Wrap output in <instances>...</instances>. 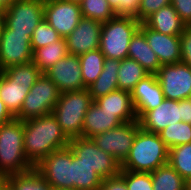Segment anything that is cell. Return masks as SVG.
Instances as JSON below:
<instances>
[{"label": "cell", "instance_id": "cell-49", "mask_svg": "<svg viewBox=\"0 0 191 190\" xmlns=\"http://www.w3.org/2000/svg\"><path fill=\"white\" fill-rule=\"evenodd\" d=\"M67 1H72V2H76V3H80L82 0H67Z\"/></svg>", "mask_w": 191, "mask_h": 190}, {"label": "cell", "instance_id": "cell-43", "mask_svg": "<svg viewBox=\"0 0 191 190\" xmlns=\"http://www.w3.org/2000/svg\"><path fill=\"white\" fill-rule=\"evenodd\" d=\"M8 175L0 172V190H3L8 184Z\"/></svg>", "mask_w": 191, "mask_h": 190}, {"label": "cell", "instance_id": "cell-21", "mask_svg": "<svg viewBox=\"0 0 191 190\" xmlns=\"http://www.w3.org/2000/svg\"><path fill=\"white\" fill-rule=\"evenodd\" d=\"M122 123L115 113L104 111L93 101L84 116L82 137L91 139L98 134L118 127Z\"/></svg>", "mask_w": 191, "mask_h": 190}, {"label": "cell", "instance_id": "cell-13", "mask_svg": "<svg viewBox=\"0 0 191 190\" xmlns=\"http://www.w3.org/2000/svg\"><path fill=\"white\" fill-rule=\"evenodd\" d=\"M33 51L29 35L13 33L6 26L0 37V70L31 62Z\"/></svg>", "mask_w": 191, "mask_h": 190}, {"label": "cell", "instance_id": "cell-37", "mask_svg": "<svg viewBox=\"0 0 191 190\" xmlns=\"http://www.w3.org/2000/svg\"><path fill=\"white\" fill-rule=\"evenodd\" d=\"M181 63L191 67V26H186L180 35Z\"/></svg>", "mask_w": 191, "mask_h": 190}, {"label": "cell", "instance_id": "cell-3", "mask_svg": "<svg viewBox=\"0 0 191 190\" xmlns=\"http://www.w3.org/2000/svg\"><path fill=\"white\" fill-rule=\"evenodd\" d=\"M24 124L12 119L0 125V172L6 175L23 174L34 169L24 153Z\"/></svg>", "mask_w": 191, "mask_h": 190}, {"label": "cell", "instance_id": "cell-15", "mask_svg": "<svg viewBox=\"0 0 191 190\" xmlns=\"http://www.w3.org/2000/svg\"><path fill=\"white\" fill-rule=\"evenodd\" d=\"M44 74L57 85L60 93L85 89L78 55L67 54Z\"/></svg>", "mask_w": 191, "mask_h": 190}, {"label": "cell", "instance_id": "cell-26", "mask_svg": "<svg viewBox=\"0 0 191 190\" xmlns=\"http://www.w3.org/2000/svg\"><path fill=\"white\" fill-rule=\"evenodd\" d=\"M67 54L66 40L61 38L42 48L35 49L33 51L32 62L44 73Z\"/></svg>", "mask_w": 191, "mask_h": 190}, {"label": "cell", "instance_id": "cell-34", "mask_svg": "<svg viewBox=\"0 0 191 190\" xmlns=\"http://www.w3.org/2000/svg\"><path fill=\"white\" fill-rule=\"evenodd\" d=\"M62 37L43 19L33 31L31 38L32 51L42 48L52 42L60 40Z\"/></svg>", "mask_w": 191, "mask_h": 190}, {"label": "cell", "instance_id": "cell-30", "mask_svg": "<svg viewBox=\"0 0 191 190\" xmlns=\"http://www.w3.org/2000/svg\"><path fill=\"white\" fill-rule=\"evenodd\" d=\"M8 185L13 190H53L35 169L23 174L9 175Z\"/></svg>", "mask_w": 191, "mask_h": 190}, {"label": "cell", "instance_id": "cell-24", "mask_svg": "<svg viewBox=\"0 0 191 190\" xmlns=\"http://www.w3.org/2000/svg\"><path fill=\"white\" fill-rule=\"evenodd\" d=\"M120 63L121 60L105 58L102 72L95 82L87 88L93 101L118 89L117 72Z\"/></svg>", "mask_w": 191, "mask_h": 190}, {"label": "cell", "instance_id": "cell-38", "mask_svg": "<svg viewBox=\"0 0 191 190\" xmlns=\"http://www.w3.org/2000/svg\"><path fill=\"white\" fill-rule=\"evenodd\" d=\"M171 5L186 26H191V0H171Z\"/></svg>", "mask_w": 191, "mask_h": 190}, {"label": "cell", "instance_id": "cell-7", "mask_svg": "<svg viewBox=\"0 0 191 190\" xmlns=\"http://www.w3.org/2000/svg\"><path fill=\"white\" fill-rule=\"evenodd\" d=\"M59 96L60 91L57 85L42 73L28 92L21 110L15 118L24 121L52 114Z\"/></svg>", "mask_w": 191, "mask_h": 190}, {"label": "cell", "instance_id": "cell-41", "mask_svg": "<svg viewBox=\"0 0 191 190\" xmlns=\"http://www.w3.org/2000/svg\"><path fill=\"white\" fill-rule=\"evenodd\" d=\"M181 121L191 125V100H181Z\"/></svg>", "mask_w": 191, "mask_h": 190}, {"label": "cell", "instance_id": "cell-11", "mask_svg": "<svg viewBox=\"0 0 191 190\" xmlns=\"http://www.w3.org/2000/svg\"><path fill=\"white\" fill-rule=\"evenodd\" d=\"M139 129L138 120H134L122 123L118 127L98 134L91 139L99 149L113 156L121 164L128 156Z\"/></svg>", "mask_w": 191, "mask_h": 190}, {"label": "cell", "instance_id": "cell-2", "mask_svg": "<svg viewBox=\"0 0 191 190\" xmlns=\"http://www.w3.org/2000/svg\"><path fill=\"white\" fill-rule=\"evenodd\" d=\"M168 158L169 148L159 135L140 128L121 170L150 173L167 164Z\"/></svg>", "mask_w": 191, "mask_h": 190}, {"label": "cell", "instance_id": "cell-32", "mask_svg": "<svg viewBox=\"0 0 191 190\" xmlns=\"http://www.w3.org/2000/svg\"><path fill=\"white\" fill-rule=\"evenodd\" d=\"M158 135L169 149L191 143V125L182 121L176 122L173 125H168Z\"/></svg>", "mask_w": 191, "mask_h": 190}, {"label": "cell", "instance_id": "cell-45", "mask_svg": "<svg viewBox=\"0 0 191 190\" xmlns=\"http://www.w3.org/2000/svg\"><path fill=\"white\" fill-rule=\"evenodd\" d=\"M109 3V6L111 7V9L113 10V12L115 13V15L117 16V2L118 0H107Z\"/></svg>", "mask_w": 191, "mask_h": 190}, {"label": "cell", "instance_id": "cell-33", "mask_svg": "<svg viewBox=\"0 0 191 190\" xmlns=\"http://www.w3.org/2000/svg\"><path fill=\"white\" fill-rule=\"evenodd\" d=\"M79 4L84 18L105 23L116 16L107 0H82Z\"/></svg>", "mask_w": 191, "mask_h": 190}, {"label": "cell", "instance_id": "cell-4", "mask_svg": "<svg viewBox=\"0 0 191 190\" xmlns=\"http://www.w3.org/2000/svg\"><path fill=\"white\" fill-rule=\"evenodd\" d=\"M41 74L32 61L1 71L0 99L14 116L20 112L25 97Z\"/></svg>", "mask_w": 191, "mask_h": 190}, {"label": "cell", "instance_id": "cell-23", "mask_svg": "<svg viewBox=\"0 0 191 190\" xmlns=\"http://www.w3.org/2000/svg\"><path fill=\"white\" fill-rule=\"evenodd\" d=\"M128 58L137 61L149 74H156L162 66L140 30L130 40Z\"/></svg>", "mask_w": 191, "mask_h": 190}, {"label": "cell", "instance_id": "cell-40", "mask_svg": "<svg viewBox=\"0 0 191 190\" xmlns=\"http://www.w3.org/2000/svg\"><path fill=\"white\" fill-rule=\"evenodd\" d=\"M99 190H128L124 178L118 174L114 177L102 179Z\"/></svg>", "mask_w": 191, "mask_h": 190}, {"label": "cell", "instance_id": "cell-44", "mask_svg": "<svg viewBox=\"0 0 191 190\" xmlns=\"http://www.w3.org/2000/svg\"><path fill=\"white\" fill-rule=\"evenodd\" d=\"M14 0H0V10H5Z\"/></svg>", "mask_w": 191, "mask_h": 190}, {"label": "cell", "instance_id": "cell-8", "mask_svg": "<svg viewBox=\"0 0 191 190\" xmlns=\"http://www.w3.org/2000/svg\"><path fill=\"white\" fill-rule=\"evenodd\" d=\"M5 26L13 31L29 35L44 19V0H14L3 10Z\"/></svg>", "mask_w": 191, "mask_h": 190}, {"label": "cell", "instance_id": "cell-39", "mask_svg": "<svg viewBox=\"0 0 191 190\" xmlns=\"http://www.w3.org/2000/svg\"><path fill=\"white\" fill-rule=\"evenodd\" d=\"M140 0H118L117 16L136 17Z\"/></svg>", "mask_w": 191, "mask_h": 190}, {"label": "cell", "instance_id": "cell-35", "mask_svg": "<svg viewBox=\"0 0 191 190\" xmlns=\"http://www.w3.org/2000/svg\"><path fill=\"white\" fill-rule=\"evenodd\" d=\"M128 190H153L151 173L121 170Z\"/></svg>", "mask_w": 191, "mask_h": 190}, {"label": "cell", "instance_id": "cell-42", "mask_svg": "<svg viewBox=\"0 0 191 190\" xmlns=\"http://www.w3.org/2000/svg\"><path fill=\"white\" fill-rule=\"evenodd\" d=\"M15 116L8 110L4 102L0 99V125L11 121Z\"/></svg>", "mask_w": 191, "mask_h": 190}, {"label": "cell", "instance_id": "cell-18", "mask_svg": "<svg viewBox=\"0 0 191 190\" xmlns=\"http://www.w3.org/2000/svg\"><path fill=\"white\" fill-rule=\"evenodd\" d=\"M139 30L145 35L147 43L162 65L181 62L180 36L162 34L149 28L144 22L141 23Z\"/></svg>", "mask_w": 191, "mask_h": 190}, {"label": "cell", "instance_id": "cell-36", "mask_svg": "<svg viewBox=\"0 0 191 190\" xmlns=\"http://www.w3.org/2000/svg\"><path fill=\"white\" fill-rule=\"evenodd\" d=\"M170 4L171 0H140L137 16L135 18L143 23L154 12Z\"/></svg>", "mask_w": 191, "mask_h": 190}, {"label": "cell", "instance_id": "cell-5", "mask_svg": "<svg viewBox=\"0 0 191 190\" xmlns=\"http://www.w3.org/2000/svg\"><path fill=\"white\" fill-rule=\"evenodd\" d=\"M92 102L87 88L60 93L52 114L69 140L82 137L84 116Z\"/></svg>", "mask_w": 191, "mask_h": 190}, {"label": "cell", "instance_id": "cell-12", "mask_svg": "<svg viewBox=\"0 0 191 190\" xmlns=\"http://www.w3.org/2000/svg\"><path fill=\"white\" fill-rule=\"evenodd\" d=\"M165 99L180 101L191 94V67L184 63L163 64L156 73Z\"/></svg>", "mask_w": 191, "mask_h": 190}, {"label": "cell", "instance_id": "cell-10", "mask_svg": "<svg viewBox=\"0 0 191 190\" xmlns=\"http://www.w3.org/2000/svg\"><path fill=\"white\" fill-rule=\"evenodd\" d=\"M73 153L90 166L102 179L114 177L121 172V164L113 156L99 149L90 138H73L69 142Z\"/></svg>", "mask_w": 191, "mask_h": 190}, {"label": "cell", "instance_id": "cell-20", "mask_svg": "<svg viewBox=\"0 0 191 190\" xmlns=\"http://www.w3.org/2000/svg\"><path fill=\"white\" fill-rule=\"evenodd\" d=\"M94 102L104 111L115 113L123 123L137 120L131 92L129 91L117 89L95 99Z\"/></svg>", "mask_w": 191, "mask_h": 190}, {"label": "cell", "instance_id": "cell-46", "mask_svg": "<svg viewBox=\"0 0 191 190\" xmlns=\"http://www.w3.org/2000/svg\"><path fill=\"white\" fill-rule=\"evenodd\" d=\"M4 26H5L4 15L3 11L0 10V37L2 35Z\"/></svg>", "mask_w": 191, "mask_h": 190}, {"label": "cell", "instance_id": "cell-22", "mask_svg": "<svg viewBox=\"0 0 191 190\" xmlns=\"http://www.w3.org/2000/svg\"><path fill=\"white\" fill-rule=\"evenodd\" d=\"M144 23L157 32L171 36H180L186 27L171 4L154 12Z\"/></svg>", "mask_w": 191, "mask_h": 190}, {"label": "cell", "instance_id": "cell-1", "mask_svg": "<svg viewBox=\"0 0 191 190\" xmlns=\"http://www.w3.org/2000/svg\"><path fill=\"white\" fill-rule=\"evenodd\" d=\"M23 124L24 153L34 166L51 152L69 146L70 140L53 114L30 118Z\"/></svg>", "mask_w": 191, "mask_h": 190}, {"label": "cell", "instance_id": "cell-25", "mask_svg": "<svg viewBox=\"0 0 191 190\" xmlns=\"http://www.w3.org/2000/svg\"><path fill=\"white\" fill-rule=\"evenodd\" d=\"M102 178L72 151V189L99 190Z\"/></svg>", "mask_w": 191, "mask_h": 190}, {"label": "cell", "instance_id": "cell-19", "mask_svg": "<svg viewBox=\"0 0 191 190\" xmlns=\"http://www.w3.org/2000/svg\"><path fill=\"white\" fill-rule=\"evenodd\" d=\"M131 96L137 116L141 112L155 109L165 99L156 74H149L141 79L131 91Z\"/></svg>", "mask_w": 191, "mask_h": 190}, {"label": "cell", "instance_id": "cell-17", "mask_svg": "<svg viewBox=\"0 0 191 190\" xmlns=\"http://www.w3.org/2000/svg\"><path fill=\"white\" fill-rule=\"evenodd\" d=\"M137 120L142 130L158 134L168 125L181 122V100L164 99L155 109L141 112Z\"/></svg>", "mask_w": 191, "mask_h": 190}, {"label": "cell", "instance_id": "cell-31", "mask_svg": "<svg viewBox=\"0 0 191 190\" xmlns=\"http://www.w3.org/2000/svg\"><path fill=\"white\" fill-rule=\"evenodd\" d=\"M168 163L184 180L191 178V143L170 148Z\"/></svg>", "mask_w": 191, "mask_h": 190}, {"label": "cell", "instance_id": "cell-9", "mask_svg": "<svg viewBox=\"0 0 191 190\" xmlns=\"http://www.w3.org/2000/svg\"><path fill=\"white\" fill-rule=\"evenodd\" d=\"M34 169L52 189H72V150L70 146L51 152Z\"/></svg>", "mask_w": 191, "mask_h": 190}, {"label": "cell", "instance_id": "cell-28", "mask_svg": "<svg viewBox=\"0 0 191 190\" xmlns=\"http://www.w3.org/2000/svg\"><path fill=\"white\" fill-rule=\"evenodd\" d=\"M150 173L153 190H185V180L169 163Z\"/></svg>", "mask_w": 191, "mask_h": 190}, {"label": "cell", "instance_id": "cell-27", "mask_svg": "<svg viewBox=\"0 0 191 190\" xmlns=\"http://www.w3.org/2000/svg\"><path fill=\"white\" fill-rule=\"evenodd\" d=\"M117 74L118 89L131 92L141 79L149 75V72L137 61L125 58L121 60Z\"/></svg>", "mask_w": 191, "mask_h": 190}, {"label": "cell", "instance_id": "cell-6", "mask_svg": "<svg viewBox=\"0 0 191 190\" xmlns=\"http://www.w3.org/2000/svg\"><path fill=\"white\" fill-rule=\"evenodd\" d=\"M141 22L135 17L115 16L102 23L99 49L105 58H128L130 40L140 29Z\"/></svg>", "mask_w": 191, "mask_h": 190}, {"label": "cell", "instance_id": "cell-16", "mask_svg": "<svg viewBox=\"0 0 191 190\" xmlns=\"http://www.w3.org/2000/svg\"><path fill=\"white\" fill-rule=\"evenodd\" d=\"M101 28L102 23L82 17L76 28L65 38L68 54L79 56L98 49Z\"/></svg>", "mask_w": 191, "mask_h": 190}, {"label": "cell", "instance_id": "cell-14", "mask_svg": "<svg viewBox=\"0 0 191 190\" xmlns=\"http://www.w3.org/2000/svg\"><path fill=\"white\" fill-rule=\"evenodd\" d=\"M82 18L80 4L67 0H44V19L66 38Z\"/></svg>", "mask_w": 191, "mask_h": 190}, {"label": "cell", "instance_id": "cell-48", "mask_svg": "<svg viewBox=\"0 0 191 190\" xmlns=\"http://www.w3.org/2000/svg\"><path fill=\"white\" fill-rule=\"evenodd\" d=\"M3 190H13L8 184Z\"/></svg>", "mask_w": 191, "mask_h": 190}, {"label": "cell", "instance_id": "cell-47", "mask_svg": "<svg viewBox=\"0 0 191 190\" xmlns=\"http://www.w3.org/2000/svg\"><path fill=\"white\" fill-rule=\"evenodd\" d=\"M185 190H191V178L185 180Z\"/></svg>", "mask_w": 191, "mask_h": 190}, {"label": "cell", "instance_id": "cell-29", "mask_svg": "<svg viewBox=\"0 0 191 190\" xmlns=\"http://www.w3.org/2000/svg\"><path fill=\"white\" fill-rule=\"evenodd\" d=\"M105 56L101 50L95 49L79 55L81 74L84 87L88 88L95 82L103 70Z\"/></svg>", "mask_w": 191, "mask_h": 190}, {"label": "cell", "instance_id": "cell-50", "mask_svg": "<svg viewBox=\"0 0 191 190\" xmlns=\"http://www.w3.org/2000/svg\"><path fill=\"white\" fill-rule=\"evenodd\" d=\"M53 190H75V189H53Z\"/></svg>", "mask_w": 191, "mask_h": 190}]
</instances>
